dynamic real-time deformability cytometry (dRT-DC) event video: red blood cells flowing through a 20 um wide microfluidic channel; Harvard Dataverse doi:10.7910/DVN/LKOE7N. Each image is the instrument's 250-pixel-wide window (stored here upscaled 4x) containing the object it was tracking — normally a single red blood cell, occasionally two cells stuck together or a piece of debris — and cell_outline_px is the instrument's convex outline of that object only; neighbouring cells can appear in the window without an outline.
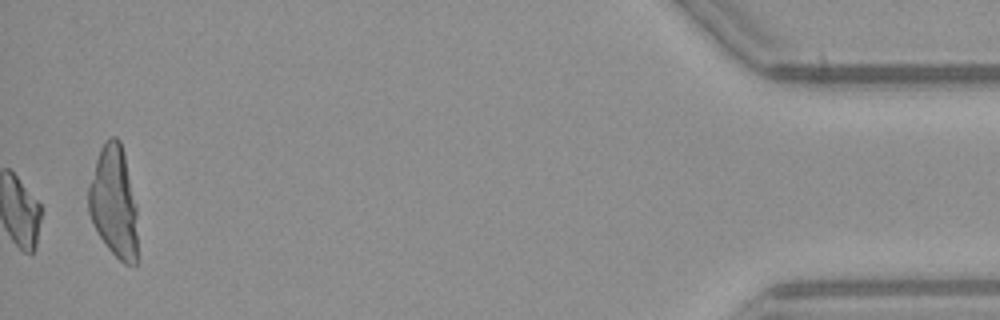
{"species": "common noctule bat (a hibernating species)", "species_latin": "Nyctalus noctula", "temperature_condition": "warm", "stored_images_in_passage": 42, "camera_frame_rate_fps": 3000, "um_per_image_px": 0.085, "animal": {"sex": "female", "body_mass_g": 21.9}, "frame": {"image": 1, "passage_image": 42, "time_ms": 13.667, "image_size_px": [1000, 320], "cell_outline_px": [[136, 264], [132, 268], [124, 264], [108, 248], [92, 224], [88, 212], [88, 184], [100, 148], [104, 140], [112, 136], [116, 136], [120, 140], [136, 204]], "centroid_in_image_um": [9.65, 17.17], "position_along_channel_um": 425.5, "area_um2": 31.91}, "authors_computed_cell_mechanics": {"area_um2": 19.5942, "velocity_mm_per_s": 4.1035, "shape_relaxation_time_tau1_ms": 6.7808, "shape_relaxation_time_tau2_ms": 3.5729, "deformation_change_tau1": 0.2095, "deformation_change_tau2": 0.1019}}